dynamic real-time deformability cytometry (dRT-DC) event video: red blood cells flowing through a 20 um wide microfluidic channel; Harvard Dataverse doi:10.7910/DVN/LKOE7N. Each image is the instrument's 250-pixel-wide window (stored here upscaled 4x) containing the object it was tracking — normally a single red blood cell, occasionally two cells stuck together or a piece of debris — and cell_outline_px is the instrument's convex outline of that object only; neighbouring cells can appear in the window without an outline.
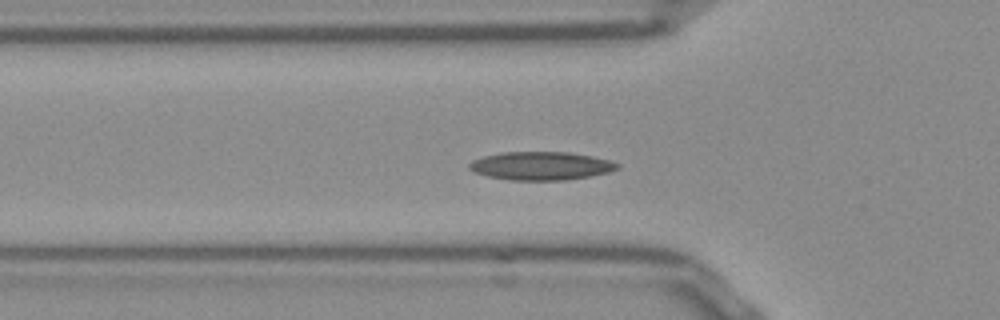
{"species": "Egyptian fruit bat (a non-hibernating species)", "species_latin": "Rousettus aegyptiacus", "temperature_condition": "room temperature", "stored_images_in_passage": 47, "camera_frame_rate_fps": 3000, "um_per_image_px": 0.085, "frame": {"image": 1, "passage_image": 10, "time_ms": 3.0, "image_size_px": [1000, 320], "cell_outline_px": [[620, 168], [608, 172], [588, 176], [564, 180], [508, 180], [488, 176], [472, 172], [468, 168], [468, 164], [472, 160], [484, 156], [504, 152], [568, 152], [592, 156], [608, 160], [620, 164]], "centroid_in_image_um": [45.95, 14.1], "position_along_channel_um": 79.9, "area_um2": 24.39}}
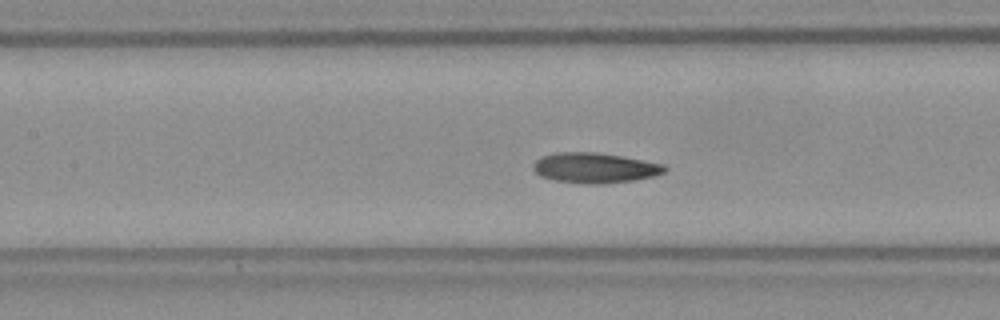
{"frame": {"image": 2, "passage_image": 16, "time_ms": 5.0, "image_size_px": [1000, 320], "cell_outline_px": [[668, 168], [664, 172], [656, 176], [632, 180], [604, 184], [584, 184], [556, 180], [540, 176], [532, 168], [532, 164], [536, 160], [544, 156], [556, 152], [596, 152], [620, 156], [664, 164]], "centroid_in_image_um": [50.56, 14.27], "position_along_channel_um": 156.8, "area_um2": 23.12}}
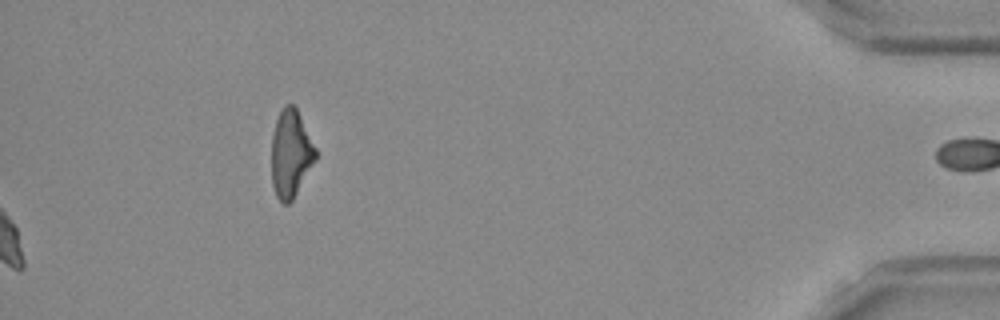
{"frame": {"image": 3, "passage_image": 47, "time_ms": 15.333, "image_size_px": [1000, 320], "cell_outline_px": [[316, 160], [292, 200], [288, 204], [284, 204], [276, 196], [272, 184], [272, 136], [276, 120], [284, 104], [292, 104], [296, 108], [316, 148]], "centroid_in_image_um": [24.71, 13.07], "position_along_channel_um": 410.5, "area_um2": 22.25}, "authors_computed_cell_mechanics": {"area_um2": 22.3686, "velocity_mm_per_s": 3.8084, "shape_relaxation_time_tau1_ms": 7.0015, "shape_relaxation_time_tau2_ms": 6.4591, "deformation_change_tau1": 0.1472, "deformation_change_tau2": 0.1326}}